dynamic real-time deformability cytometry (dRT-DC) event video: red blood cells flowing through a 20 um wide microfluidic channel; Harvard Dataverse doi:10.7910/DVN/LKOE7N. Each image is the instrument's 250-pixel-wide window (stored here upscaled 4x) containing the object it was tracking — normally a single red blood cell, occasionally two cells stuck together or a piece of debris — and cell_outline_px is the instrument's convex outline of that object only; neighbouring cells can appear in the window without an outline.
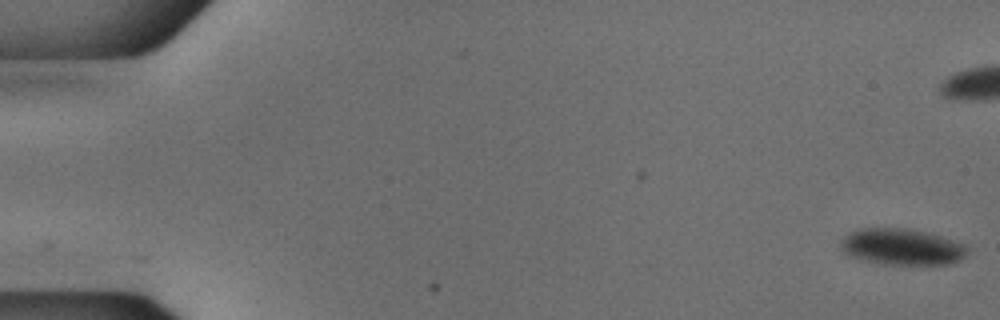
{"species": "common noctule bat (a hibernating species)", "species_latin": "Nyctalus noctula", "temperature_condition": "cold", "stored_images_in_passage": 2, "camera_frame_rate_fps": 3000, "um_per_image_px": 0.085, "animal": {"sex": "male", "body_mass_g": 18.8}, "frame": {"image": 1, "passage_image": 1, "time_ms": 0.0, "image_size_px": [1000, 320], "cell_outline_px": [[968, 252], [960, 260], [948, 264], [884, 264], [860, 260], [844, 252], [840, 248], [840, 240], [844, 236], [860, 228], [908, 228], [928, 232], [964, 244], [968, 248]], "centroid_in_image_um": [76.64, 20.97], "position_along_channel_um": 8.4, "area_um2": 26.82}}